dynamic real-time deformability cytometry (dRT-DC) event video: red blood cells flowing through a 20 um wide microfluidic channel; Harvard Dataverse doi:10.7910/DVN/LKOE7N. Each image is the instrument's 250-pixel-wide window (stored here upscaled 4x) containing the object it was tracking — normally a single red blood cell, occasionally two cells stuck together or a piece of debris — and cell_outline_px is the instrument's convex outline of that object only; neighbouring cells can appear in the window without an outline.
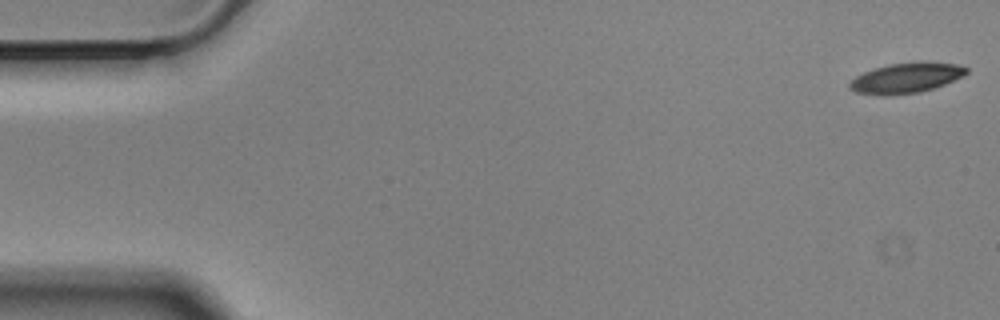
{"species": "Egyptian fruit bat (a non-hibernating species)", "species_latin": "Rousettus aegyptiacus", "temperature_condition": "cold", "stored_images_in_passage": 57, "camera_frame_rate_fps": 3000, "um_per_image_px": 0.085, "animal": {"sex": "male"}, "frame": {"image": 1, "passage_image": 1, "time_ms": 0.0, "image_size_px": [1000, 320], "cell_outline_px": [[968, 72], [964, 76], [944, 84], [920, 92], [884, 96], [880, 96], [856, 92], [848, 88], [848, 84], [856, 76], [872, 68], [888, 64], [916, 60], [924, 60], [956, 64], [968, 68]], "centroid_in_image_um": [77.02, 6.6], "position_along_channel_um": 8.0, "area_um2": 21.04}}
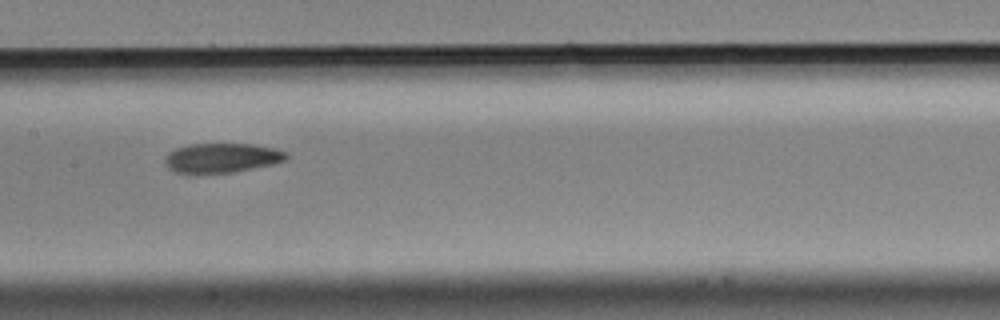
{"frame": {"image": 2, "passage_image": 28, "time_ms": 9.0, "image_size_px": [1000, 320], "cell_outline_px": [[288, 160], [272, 164], [232, 172], [176, 172], [168, 168], [164, 164], [164, 156], [176, 148], [192, 144], [252, 144], [276, 148], [288, 152]], "centroid_in_image_um": [18.89, 13.4], "position_along_channel_um": 188.5, "area_um2": 20.69}}
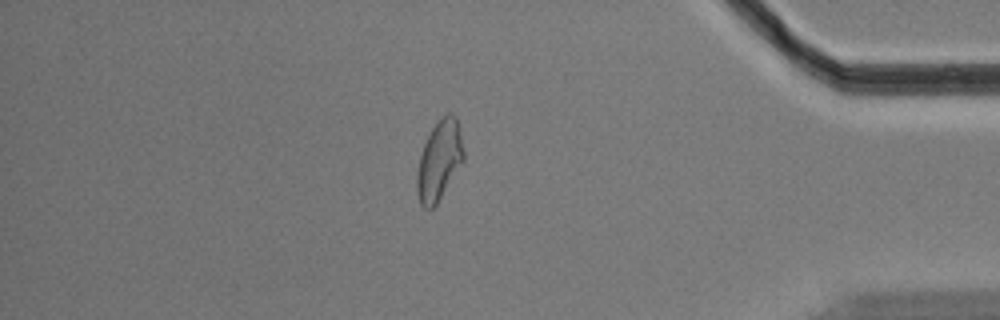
{"frame": {"image": 3, "passage_image": 49, "time_ms": 16.0, "image_size_px": [1000, 320], "cell_outline_px": [[464, 160], [436, 204], [432, 208], [424, 208], [420, 204], [416, 192], [416, 176], [420, 156], [424, 144], [432, 128], [448, 112], [452, 112], [456, 116], [464, 152]], "centroid_in_image_um": [37.32, 13.66], "position_along_channel_um": 397.9, "area_um2": 21.33}, "authors_computed_cell_mechanics": {"area_um2": 21.4438, "velocity_mm_per_s": 3.4931, "shape_relaxation_time_tau1_ms": 8.0899, "shape_relaxation_time_tau2_ms": 6.2726, "deformation_change_tau1": 0.1864, "deformation_change_tau2": 0.1225}}